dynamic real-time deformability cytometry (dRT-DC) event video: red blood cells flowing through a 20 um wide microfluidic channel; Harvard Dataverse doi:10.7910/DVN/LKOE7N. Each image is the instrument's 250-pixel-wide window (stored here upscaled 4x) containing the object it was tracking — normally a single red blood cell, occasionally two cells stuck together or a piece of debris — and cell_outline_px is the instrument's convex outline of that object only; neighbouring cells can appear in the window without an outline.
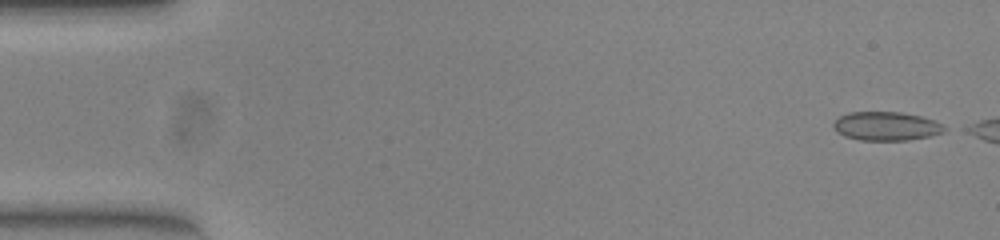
{"species": "common noctule bat (a hibernating species)", "species_latin": "Nyctalus noctula", "temperature_condition": "warm", "stored_images_in_passage": 47, "camera_frame_rate_fps": 3000, "um_per_image_px": 0.085, "animal": {"sex": "female", "body_mass_g": 23.0, "forearm_length_mm": 53.4}, "frame": {"image": 1, "passage_image": 2, "time_ms": 0.333, "image_size_px": [1000, 240], "cell_outline_px": [[948, 128], [944, 132], [932, 136], [908, 140], [860, 140], [844, 136], [836, 132], [832, 124], [840, 116], [848, 112], [900, 112], [920, 116], [936, 120]], "centroid_in_image_um": [75.36, 10.72], "position_along_channel_um": 9.6, "area_um2": 18.79}}
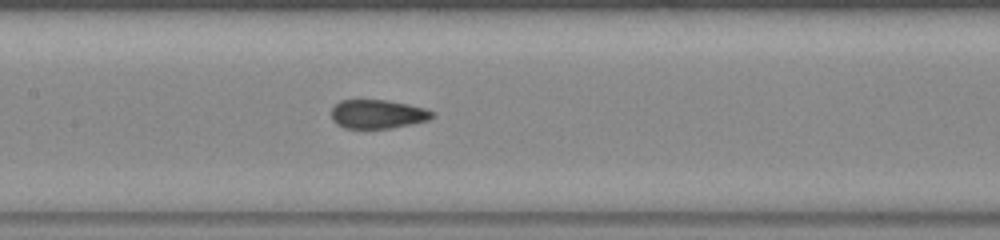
{"frame": {"image": 2, "passage_image": 25, "time_ms": 8.0, "image_size_px": [1000, 240], "cell_outline_px": [[436, 116], [428, 120], [412, 124], [392, 128], [344, 128], [336, 124], [332, 120], [332, 108], [340, 100], [388, 100], [408, 104], [424, 108], [436, 112]], "centroid_in_image_um": [32.13, 9.7], "position_along_channel_um": 175.3, "area_um2": 17.11}}
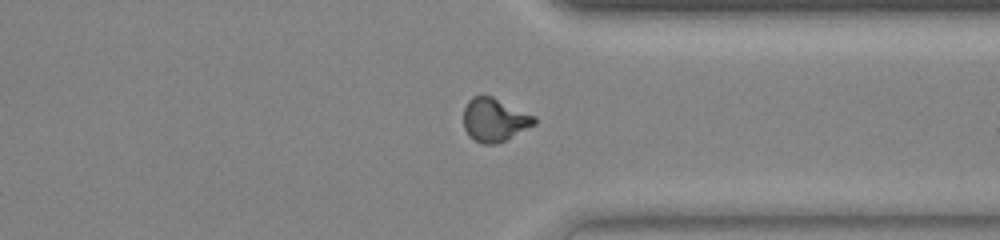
{"frame": {"image": 3, "passage_image": 40, "time_ms": 13.0, "image_size_px": [1000, 240], "cell_outline_px": [[536, 124], [504, 140], [492, 144], [484, 144], [476, 140], [464, 128], [464, 108], [468, 100], [472, 96], [492, 96], [536, 116]], "centroid_in_image_um": [42.05, 10.16], "position_along_channel_um": 369.4, "area_um2": 17.57}, "authors_computed_cell_mechanics": {"area_um2": 17.8602, "velocity_mm_per_s": 3.9145, "shape_relaxation_time_tau1_ms": null, "shape_relaxation_time_tau2_ms": 0.7663, "deformation_change_tau1": null, "deformation_change_tau2": 0.0561}}